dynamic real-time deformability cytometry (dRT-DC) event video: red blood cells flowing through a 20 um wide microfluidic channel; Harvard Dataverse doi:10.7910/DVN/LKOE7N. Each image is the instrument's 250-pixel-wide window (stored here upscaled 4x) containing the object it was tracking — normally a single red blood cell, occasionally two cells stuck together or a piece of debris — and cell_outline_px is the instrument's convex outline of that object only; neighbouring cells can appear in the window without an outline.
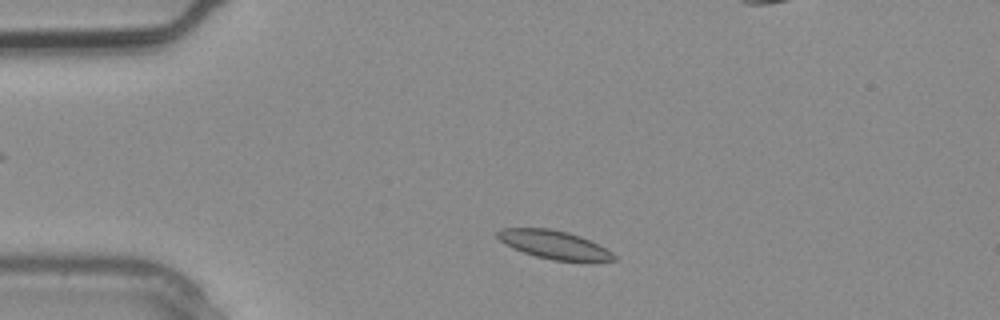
{"species": "common noctule bat (a hibernating species)", "species_latin": "Nyctalus noctula", "temperature_condition": "warm", "stored_images_in_passage": 3, "camera_frame_rate_fps": 3000, "um_per_image_px": 0.085, "animal": {"sex": "male", "body_mass_g": 20.4}, "frame": {"image": 1, "passage_image": 1, "time_ms": 0.0, "image_size_px": [1000, 320], "cell_outline_px": [[616, 260], [552, 260], [536, 256], [512, 248], [504, 244], [496, 236], [496, 232], [500, 228], [552, 228], [568, 232], [580, 236], [612, 252], [616, 256]], "centroid_in_image_um": [47.01, 20.77], "position_along_channel_um": 38.0, "area_um2": 18.9}}